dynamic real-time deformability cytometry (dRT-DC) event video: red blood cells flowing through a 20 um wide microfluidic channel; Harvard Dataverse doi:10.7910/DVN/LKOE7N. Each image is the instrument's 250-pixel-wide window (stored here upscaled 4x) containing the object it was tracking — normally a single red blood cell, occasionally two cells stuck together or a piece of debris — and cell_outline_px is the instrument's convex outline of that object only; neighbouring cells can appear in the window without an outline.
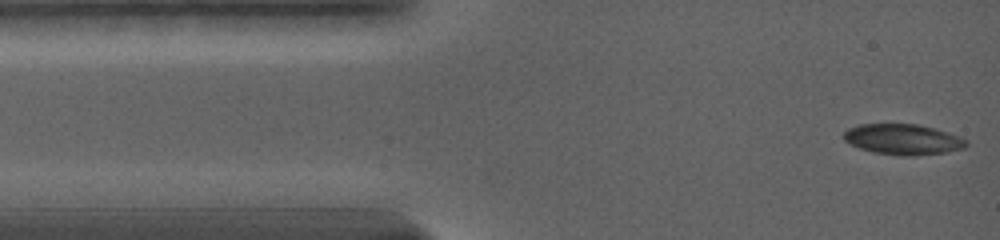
{"species": "common noctule bat (a hibernating species)", "species_latin": "Nyctalus noctula", "temperature_condition": "warm", "stored_images_in_passage": 74, "camera_frame_rate_fps": 5000, "um_per_image_px": 0.085, "animal": {"sex": "female", "body_mass_g": 19.0, "forearm_length_mm": 56.7}, "frame": {"image": 1, "passage_image": 1, "time_ms": 0.0, "image_size_px": [1000, 240], "cell_outline_px": [[968, 144], [964, 148], [948, 152], [916, 156], [900, 156], [876, 152], [860, 148], [844, 140], [844, 132], [848, 128], [860, 124], [920, 124], [936, 128], [960, 136], [968, 140]], "centroid_in_image_um": [76.82, 11.84], "position_along_channel_um": 8.2, "area_um2": 22.02}}
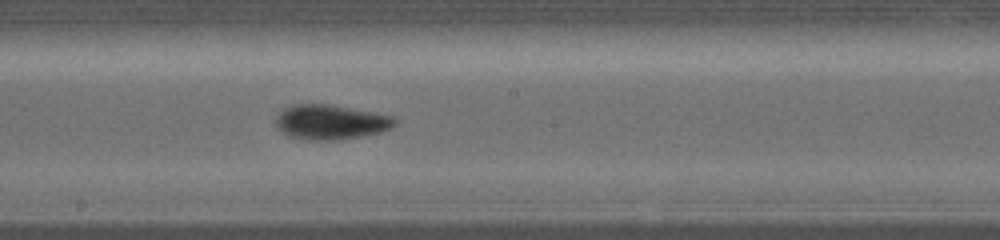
{"frame": {"image": 2, "passage_image": 33, "time_ms": 7.6, "image_size_px": [1000, 240], "cell_outline_px": [[396, 124], [392, 128], [380, 132], [340, 140], [308, 140], [288, 136], [280, 132], [276, 128], [276, 116], [284, 108], [296, 104], [328, 104], [376, 112], [392, 116], [396, 120]], "centroid_in_image_um": [28.09, 10.38], "position_along_channel_um": 220.1, "area_um2": 24.28}}
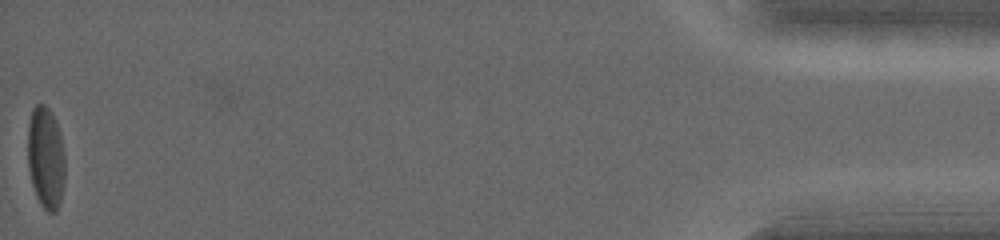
{"frame": {"image": 3, "passage_image": 73, "time_ms": 17.4, "image_size_px": [1000, 240], "cell_outline_px": [[64, 184], [60, 200], [56, 212], [48, 212], [40, 204], [36, 196], [32, 184], [28, 168], [28, 124], [32, 108], [36, 104], [44, 104], [52, 112], [56, 120], [60, 132], [64, 156]], "centroid_in_image_um": [3.88, 13.38], "position_along_channel_um": 431.3, "area_um2": 22.31}, "authors_computed_cell_mechanics": {"area_um2": 22.1374, "velocity_mm_per_s": 3.6481, "shape_relaxation_time_tau1_ms": 3.1963, "shape_relaxation_time_tau2_ms": 9.2138, "deformation_change_tau1": 0.1189, "deformation_change_tau2": 0.1423}}